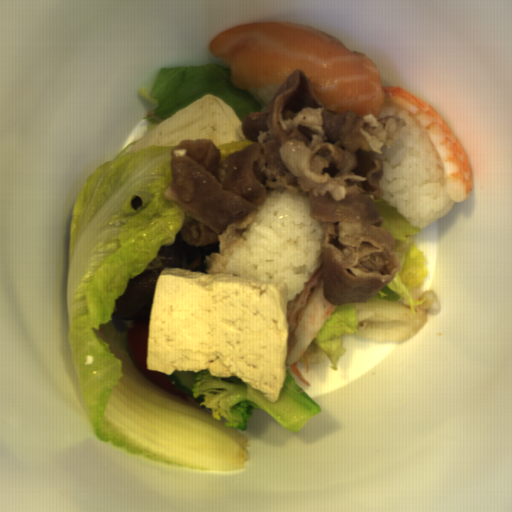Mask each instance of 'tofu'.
I'll list each match as a JSON object with an SVG mask.
<instances>
[{"label": "tofu", "mask_w": 512, "mask_h": 512, "mask_svg": "<svg viewBox=\"0 0 512 512\" xmlns=\"http://www.w3.org/2000/svg\"><path fill=\"white\" fill-rule=\"evenodd\" d=\"M288 295L273 279L163 268L151 297L146 370L237 377L275 401L287 374Z\"/></svg>", "instance_id": "obj_1"}, {"label": "tofu", "mask_w": 512, "mask_h": 512, "mask_svg": "<svg viewBox=\"0 0 512 512\" xmlns=\"http://www.w3.org/2000/svg\"><path fill=\"white\" fill-rule=\"evenodd\" d=\"M186 139H210L217 148L232 141L248 140L232 107L224 99L207 94L161 121L129 145L120 157L152 144L175 147Z\"/></svg>", "instance_id": "obj_2"}]
</instances>
